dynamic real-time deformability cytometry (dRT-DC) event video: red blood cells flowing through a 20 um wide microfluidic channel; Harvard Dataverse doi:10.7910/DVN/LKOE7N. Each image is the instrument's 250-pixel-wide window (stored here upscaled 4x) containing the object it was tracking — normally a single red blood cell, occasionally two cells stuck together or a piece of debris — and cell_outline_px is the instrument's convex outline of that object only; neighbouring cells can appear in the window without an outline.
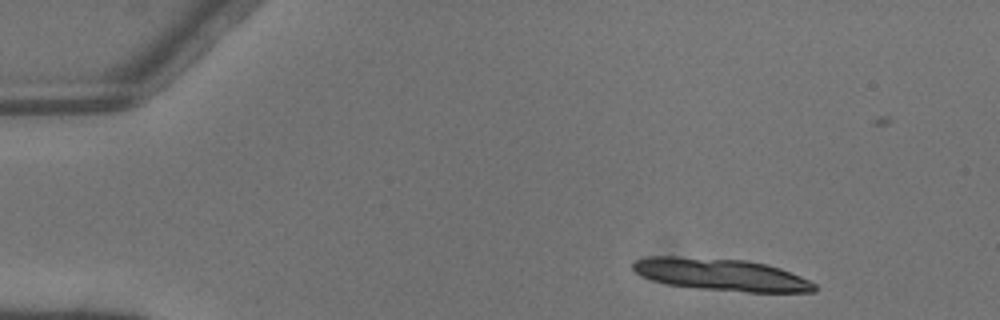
{"species": "common noctule bat (a hibernating species)", "species_latin": "Nyctalus noctula", "temperature_condition": "warm", "stored_images_in_passage": 4, "camera_frame_rate_fps": 3000, "um_per_image_px": 0.085, "animal": {"sex": "male", "body_mass_g": 13.3}, "frame": {"image": 1, "passage_image": 2, "time_ms": 0.333, "image_size_px": [1000, 320], "cell_outline_px": [[816, 292], [748, 292], [700, 288], [668, 284], [652, 280], [636, 272], [632, 268], [632, 264], [636, 260], [648, 256], [676, 256], [748, 260], [780, 268], [800, 276], [816, 284]], "centroid_in_image_um": [61.31, 23.33], "position_along_channel_um": 23.7, "area_um2": 33.81}}
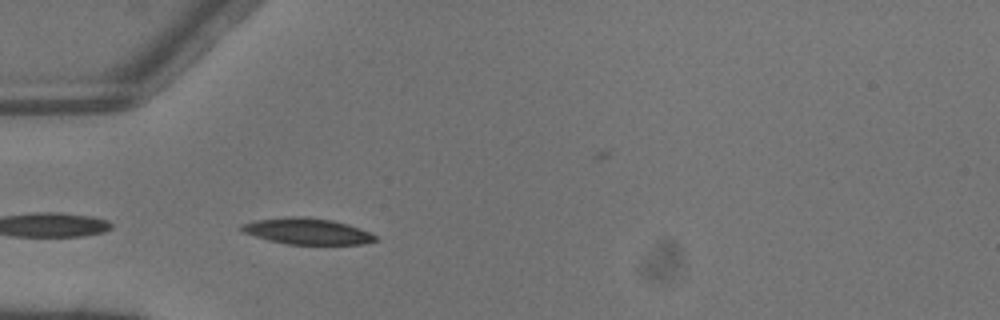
{"frame": {"image": 2, "passage_image": 4, "time_ms": 1.0, "image_size_px": [1000, 320], "cell_outline_px": [[376, 240], [364, 244], [288, 244], [268, 240], [244, 232], [240, 228], [240, 224], [256, 220], [300, 216], [332, 220], [348, 224], [360, 228], [376, 236]], "centroid_in_image_um": [26.12, 19.66], "position_along_channel_um": 58.9, "area_um2": 20.06}}